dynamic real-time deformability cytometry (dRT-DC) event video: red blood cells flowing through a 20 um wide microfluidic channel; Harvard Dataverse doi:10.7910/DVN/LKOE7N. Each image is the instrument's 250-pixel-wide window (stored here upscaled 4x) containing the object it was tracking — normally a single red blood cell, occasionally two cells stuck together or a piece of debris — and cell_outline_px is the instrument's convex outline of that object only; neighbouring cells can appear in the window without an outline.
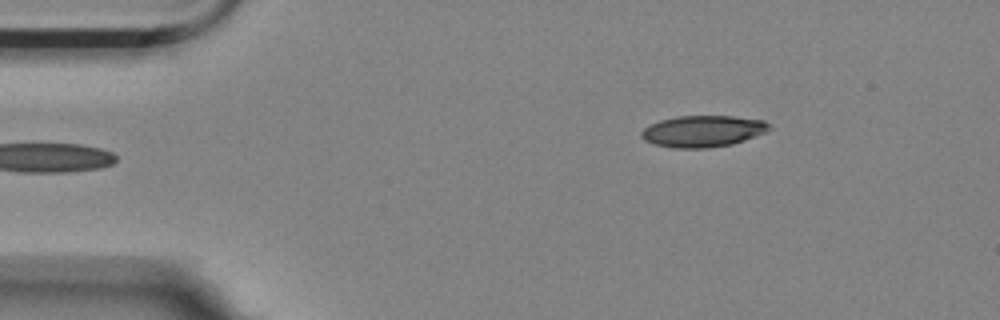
{"species": "Egyptian fruit bat (a non-hibernating species)", "species_latin": "Rousettus aegyptiacus", "temperature_condition": "room temperature", "stored_images_in_passage": 3, "camera_frame_rate_fps": 3000, "um_per_image_px": 0.085, "animal": {"sex": "female"}, "frame": {"image": 1, "passage_image": 3, "time_ms": 0.667, "image_size_px": [1000, 320], "cell_outline_px": [[772, 128], [764, 132], [744, 140], [732, 144], [708, 148], [676, 148], [656, 144], [644, 140], [640, 136], [640, 132], [644, 128], [660, 120], [676, 116], [732, 116], [764, 120]], "centroid_in_image_um": [59.73, 11.15], "position_along_channel_um": 25.3, "area_um2": 23.29}}